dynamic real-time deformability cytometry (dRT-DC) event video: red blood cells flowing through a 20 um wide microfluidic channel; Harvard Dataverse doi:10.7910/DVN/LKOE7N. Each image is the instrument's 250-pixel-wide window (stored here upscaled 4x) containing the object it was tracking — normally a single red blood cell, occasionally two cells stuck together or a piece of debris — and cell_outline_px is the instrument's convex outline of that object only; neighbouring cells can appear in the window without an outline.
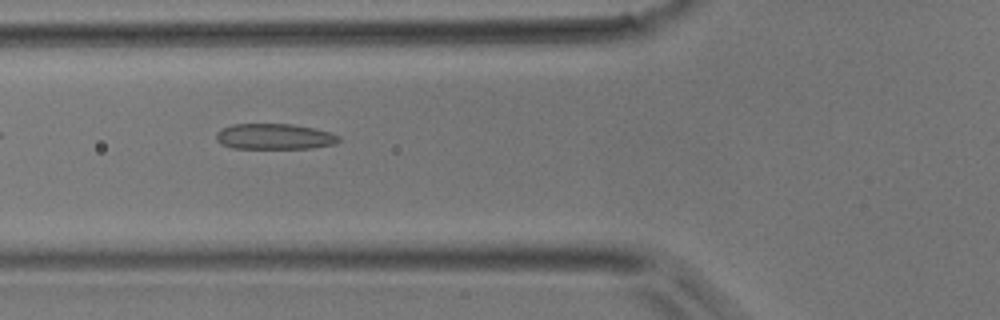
{"species": "common noctule bat (a hibernating species)", "species_latin": "Nyctalus noctula", "temperature_condition": "room temperature", "stored_images_in_passage": 33, "camera_frame_rate_fps": 3000, "um_per_image_px": 0.085, "animal": {"sex": "male", "body_mass_g": 17.9}, "frame": {"image": 1, "passage_image": 3, "time_ms": 0.667, "image_size_px": [1000, 320], "cell_outline_px": [[340, 140], [336, 144], [312, 148], [232, 148], [220, 144], [216, 140], [216, 132], [232, 124], [292, 124], [312, 128], [328, 132], [340, 136]], "centroid_in_image_um": [23.31, 11.61], "position_along_channel_um": 102.5, "area_um2": 18.32}}
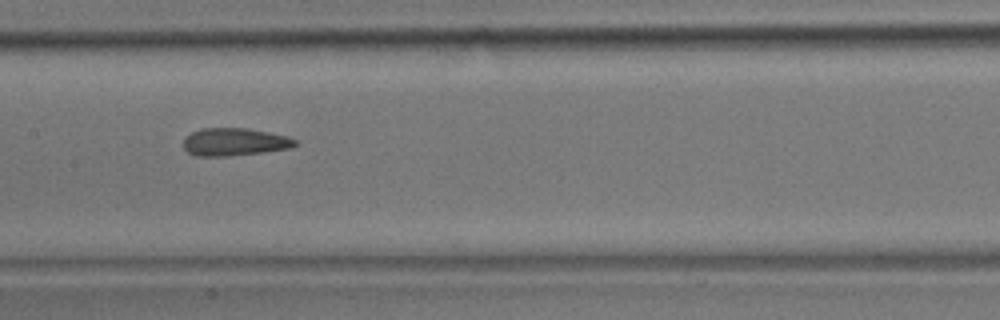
{"frame": {"image": 2, "passage_image": 9, "time_ms": 2.667, "image_size_px": [1000, 320], "cell_outline_px": [[296, 144], [288, 148], [260, 152], [228, 156], [196, 156], [188, 152], [184, 148], [184, 140], [192, 132], [200, 128], [248, 128], [288, 136], [296, 140]], "centroid_in_image_um": [19.91, 12.05], "position_along_channel_um": 187.5, "area_um2": 17.8}}
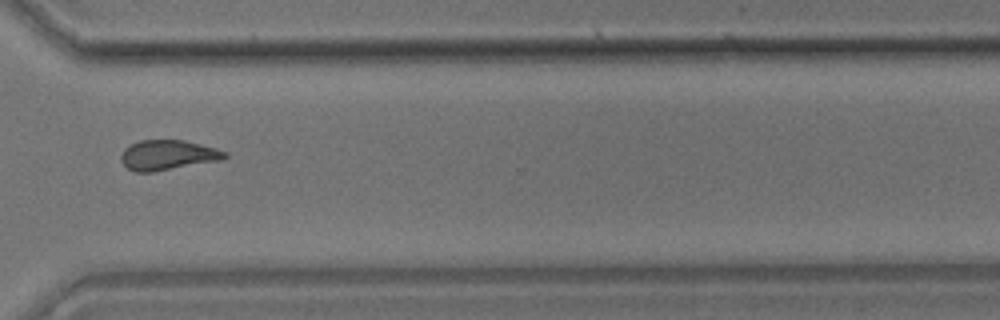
{"frame": {"image": 3, "passage_image": 21, "time_ms": 6.667, "image_size_px": [1000, 320], "cell_outline_px": [[228, 156], [224, 160], [152, 172], [136, 172], [128, 168], [120, 160], [120, 156], [124, 148], [140, 140], [184, 140], [216, 148], [228, 152]], "centroid_in_image_um": [14.3, 13.18], "position_along_channel_um": 356.3, "area_um2": 18.26}}